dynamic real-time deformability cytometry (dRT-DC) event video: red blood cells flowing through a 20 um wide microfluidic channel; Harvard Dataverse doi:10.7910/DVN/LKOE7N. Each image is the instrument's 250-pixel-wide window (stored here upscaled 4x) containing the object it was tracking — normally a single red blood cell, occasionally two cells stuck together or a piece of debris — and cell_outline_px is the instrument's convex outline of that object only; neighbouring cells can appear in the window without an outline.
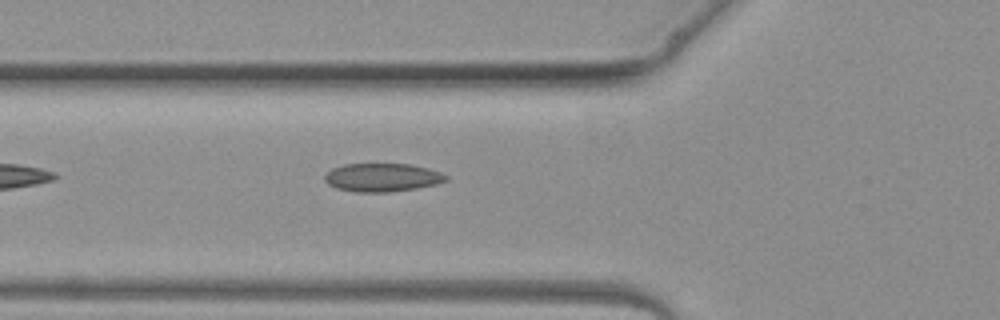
{"species": "common noctule bat (a hibernating species)", "species_latin": "Nyctalus noctula", "temperature_condition": "warm", "stored_images_in_passage": 5, "camera_frame_rate_fps": 3000, "um_per_image_px": 0.085, "animal": {"sex": "female", "body_mass_g": 19.3, "forearm_length_mm": 54.1}, "frame": {"image": 1, "passage_image": 5, "time_ms": 4.667, "image_size_px": [1000, 320], "cell_outline_px": [[448, 180], [436, 184], [416, 188], [388, 192], [352, 192], [336, 188], [328, 184], [324, 180], [324, 176], [332, 168], [344, 164], [412, 164], [428, 168], [440, 172], [448, 176]], "centroid_in_image_um": [32.48, 15.08], "position_along_channel_um": 93.3, "area_um2": 20.11}}